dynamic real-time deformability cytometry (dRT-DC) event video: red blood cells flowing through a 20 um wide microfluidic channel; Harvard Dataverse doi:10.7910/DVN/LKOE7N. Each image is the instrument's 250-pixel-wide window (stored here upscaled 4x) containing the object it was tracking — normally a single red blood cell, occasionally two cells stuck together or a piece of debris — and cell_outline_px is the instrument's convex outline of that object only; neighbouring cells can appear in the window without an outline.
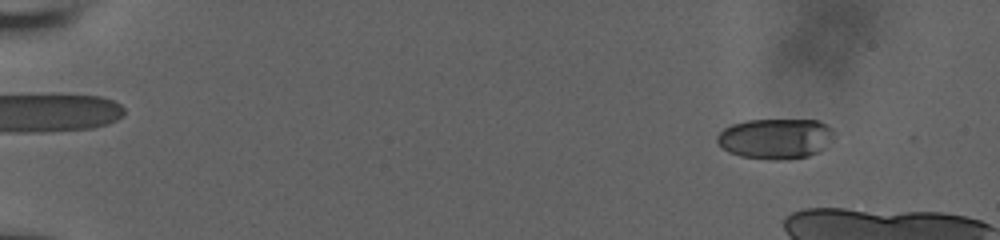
{"species": "human", "species_latin": "Homo sapiens", "temperature_condition": "room temperature", "stored_images_in_passage": 18, "camera_frame_rate_fps": 3000, "um_per_image_px": 0.085, "donor": {"sex": "male"}, "frame": {"image": 1, "passage_image": 5, "time_ms": 1.333, "image_size_px": [1000, 240], "cell_outline_px": [[832, 136], [824, 148], [820, 152], [808, 156], [780, 160], [772, 160], [740, 156], [728, 152], [716, 140], [716, 136], [724, 128], [732, 124], [748, 120], [816, 120], [832, 128]], "centroid_in_image_um": [65.89, 11.79], "position_along_channel_um": 19.1, "area_um2": 27.34}}